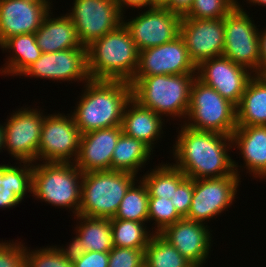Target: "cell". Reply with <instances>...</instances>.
I'll list each match as a JSON object with an SVG mask.
<instances>
[{
    "instance_id": "cell-1",
    "label": "cell",
    "mask_w": 266,
    "mask_h": 267,
    "mask_svg": "<svg viewBox=\"0 0 266 267\" xmlns=\"http://www.w3.org/2000/svg\"><path fill=\"white\" fill-rule=\"evenodd\" d=\"M181 125L172 147L173 165L187 177L197 180L238 175L239 165L228 154L233 147L231 136L199 131Z\"/></svg>"
},
{
    "instance_id": "cell-2",
    "label": "cell",
    "mask_w": 266,
    "mask_h": 267,
    "mask_svg": "<svg viewBox=\"0 0 266 267\" xmlns=\"http://www.w3.org/2000/svg\"><path fill=\"white\" fill-rule=\"evenodd\" d=\"M83 91L71 113L81 134L121 126L125 107L132 99L129 82L89 79Z\"/></svg>"
},
{
    "instance_id": "cell-3",
    "label": "cell",
    "mask_w": 266,
    "mask_h": 267,
    "mask_svg": "<svg viewBox=\"0 0 266 267\" xmlns=\"http://www.w3.org/2000/svg\"><path fill=\"white\" fill-rule=\"evenodd\" d=\"M139 51L122 23L87 46V70L93 80L130 82L138 67Z\"/></svg>"
},
{
    "instance_id": "cell-4",
    "label": "cell",
    "mask_w": 266,
    "mask_h": 267,
    "mask_svg": "<svg viewBox=\"0 0 266 267\" xmlns=\"http://www.w3.org/2000/svg\"><path fill=\"white\" fill-rule=\"evenodd\" d=\"M196 77V74L134 76L129 82L132 98L162 117H179L181 121L186 119Z\"/></svg>"
},
{
    "instance_id": "cell-5",
    "label": "cell",
    "mask_w": 266,
    "mask_h": 267,
    "mask_svg": "<svg viewBox=\"0 0 266 267\" xmlns=\"http://www.w3.org/2000/svg\"><path fill=\"white\" fill-rule=\"evenodd\" d=\"M42 163H33V197L56 207L69 208L73 216L78 215L83 172L74 163Z\"/></svg>"
},
{
    "instance_id": "cell-6",
    "label": "cell",
    "mask_w": 266,
    "mask_h": 267,
    "mask_svg": "<svg viewBox=\"0 0 266 267\" xmlns=\"http://www.w3.org/2000/svg\"><path fill=\"white\" fill-rule=\"evenodd\" d=\"M133 173L102 170L83 173L79 214L114 218L129 188L138 181Z\"/></svg>"
},
{
    "instance_id": "cell-7",
    "label": "cell",
    "mask_w": 266,
    "mask_h": 267,
    "mask_svg": "<svg viewBox=\"0 0 266 267\" xmlns=\"http://www.w3.org/2000/svg\"><path fill=\"white\" fill-rule=\"evenodd\" d=\"M186 120L183 124L191 129L231 136L237 127L236 106L196 77Z\"/></svg>"
},
{
    "instance_id": "cell-8",
    "label": "cell",
    "mask_w": 266,
    "mask_h": 267,
    "mask_svg": "<svg viewBox=\"0 0 266 267\" xmlns=\"http://www.w3.org/2000/svg\"><path fill=\"white\" fill-rule=\"evenodd\" d=\"M223 22L225 32L223 56L260 75V30L252 17L237 2V5L223 18Z\"/></svg>"
},
{
    "instance_id": "cell-9",
    "label": "cell",
    "mask_w": 266,
    "mask_h": 267,
    "mask_svg": "<svg viewBox=\"0 0 266 267\" xmlns=\"http://www.w3.org/2000/svg\"><path fill=\"white\" fill-rule=\"evenodd\" d=\"M81 132L72 114L44 116L37 161L74 163L79 153Z\"/></svg>"
},
{
    "instance_id": "cell-10",
    "label": "cell",
    "mask_w": 266,
    "mask_h": 267,
    "mask_svg": "<svg viewBox=\"0 0 266 267\" xmlns=\"http://www.w3.org/2000/svg\"><path fill=\"white\" fill-rule=\"evenodd\" d=\"M71 12L66 13L72 20L80 43L87 47L116 30L123 23V14L115 0H74Z\"/></svg>"
},
{
    "instance_id": "cell-11",
    "label": "cell",
    "mask_w": 266,
    "mask_h": 267,
    "mask_svg": "<svg viewBox=\"0 0 266 267\" xmlns=\"http://www.w3.org/2000/svg\"><path fill=\"white\" fill-rule=\"evenodd\" d=\"M240 177L241 174L194 180L191 206L185 218L207 224L205 222L210 221V218L213 219L230 208L236 199Z\"/></svg>"
},
{
    "instance_id": "cell-12",
    "label": "cell",
    "mask_w": 266,
    "mask_h": 267,
    "mask_svg": "<svg viewBox=\"0 0 266 267\" xmlns=\"http://www.w3.org/2000/svg\"><path fill=\"white\" fill-rule=\"evenodd\" d=\"M37 108H20L4 125V148L17 161L37 162L43 112Z\"/></svg>"
},
{
    "instance_id": "cell-13",
    "label": "cell",
    "mask_w": 266,
    "mask_h": 267,
    "mask_svg": "<svg viewBox=\"0 0 266 267\" xmlns=\"http://www.w3.org/2000/svg\"><path fill=\"white\" fill-rule=\"evenodd\" d=\"M147 9L130 21H125L123 17V24L129 30L138 51L171 42L180 35L181 15L167 8Z\"/></svg>"
},
{
    "instance_id": "cell-14",
    "label": "cell",
    "mask_w": 266,
    "mask_h": 267,
    "mask_svg": "<svg viewBox=\"0 0 266 267\" xmlns=\"http://www.w3.org/2000/svg\"><path fill=\"white\" fill-rule=\"evenodd\" d=\"M249 71L227 57L219 56L202 61L197 66L196 75L237 107L249 80L255 75Z\"/></svg>"
},
{
    "instance_id": "cell-15",
    "label": "cell",
    "mask_w": 266,
    "mask_h": 267,
    "mask_svg": "<svg viewBox=\"0 0 266 267\" xmlns=\"http://www.w3.org/2000/svg\"><path fill=\"white\" fill-rule=\"evenodd\" d=\"M177 74H197V66L180 35L171 42L139 51L134 76Z\"/></svg>"
},
{
    "instance_id": "cell-16",
    "label": "cell",
    "mask_w": 266,
    "mask_h": 267,
    "mask_svg": "<svg viewBox=\"0 0 266 267\" xmlns=\"http://www.w3.org/2000/svg\"><path fill=\"white\" fill-rule=\"evenodd\" d=\"M20 76L52 81H74L85 84L89 79L87 48H71L64 51L42 53Z\"/></svg>"
},
{
    "instance_id": "cell-17",
    "label": "cell",
    "mask_w": 266,
    "mask_h": 267,
    "mask_svg": "<svg viewBox=\"0 0 266 267\" xmlns=\"http://www.w3.org/2000/svg\"><path fill=\"white\" fill-rule=\"evenodd\" d=\"M180 36L184 39L189 56L196 66L204 60L223 56V18L181 19Z\"/></svg>"
},
{
    "instance_id": "cell-18",
    "label": "cell",
    "mask_w": 266,
    "mask_h": 267,
    "mask_svg": "<svg viewBox=\"0 0 266 267\" xmlns=\"http://www.w3.org/2000/svg\"><path fill=\"white\" fill-rule=\"evenodd\" d=\"M50 1L0 0V45L20 34H35L46 14Z\"/></svg>"
},
{
    "instance_id": "cell-19",
    "label": "cell",
    "mask_w": 266,
    "mask_h": 267,
    "mask_svg": "<svg viewBox=\"0 0 266 267\" xmlns=\"http://www.w3.org/2000/svg\"><path fill=\"white\" fill-rule=\"evenodd\" d=\"M208 225L182 218L159 233L194 267H204L211 249Z\"/></svg>"
},
{
    "instance_id": "cell-20",
    "label": "cell",
    "mask_w": 266,
    "mask_h": 267,
    "mask_svg": "<svg viewBox=\"0 0 266 267\" xmlns=\"http://www.w3.org/2000/svg\"><path fill=\"white\" fill-rule=\"evenodd\" d=\"M121 126L97 129L81 134L79 153L74 164L83 172L111 170Z\"/></svg>"
},
{
    "instance_id": "cell-21",
    "label": "cell",
    "mask_w": 266,
    "mask_h": 267,
    "mask_svg": "<svg viewBox=\"0 0 266 267\" xmlns=\"http://www.w3.org/2000/svg\"><path fill=\"white\" fill-rule=\"evenodd\" d=\"M231 138L233 147L237 146L241 153L247 173L266 179V126H237Z\"/></svg>"
},
{
    "instance_id": "cell-22",
    "label": "cell",
    "mask_w": 266,
    "mask_h": 267,
    "mask_svg": "<svg viewBox=\"0 0 266 267\" xmlns=\"http://www.w3.org/2000/svg\"><path fill=\"white\" fill-rule=\"evenodd\" d=\"M162 118V116L141 106L132 98L127 103L122 116V132L142 141L153 151L156 144L154 141L163 137L161 136L163 134L162 126H164Z\"/></svg>"
},
{
    "instance_id": "cell-23",
    "label": "cell",
    "mask_w": 266,
    "mask_h": 267,
    "mask_svg": "<svg viewBox=\"0 0 266 267\" xmlns=\"http://www.w3.org/2000/svg\"><path fill=\"white\" fill-rule=\"evenodd\" d=\"M52 15L50 10L35 33L36 43L42 53L87 48L80 43L76 28L67 14L56 18H52Z\"/></svg>"
},
{
    "instance_id": "cell-24",
    "label": "cell",
    "mask_w": 266,
    "mask_h": 267,
    "mask_svg": "<svg viewBox=\"0 0 266 267\" xmlns=\"http://www.w3.org/2000/svg\"><path fill=\"white\" fill-rule=\"evenodd\" d=\"M79 220L76 236L67 246L70 252H109L113 246L110 219L74 216Z\"/></svg>"
},
{
    "instance_id": "cell-25",
    "label": "cell",
    "mask_w": 266,
    "mask_h": 267,
    "mask_svg": "<svg viewBox=\"0 0 266 267\" xmlns=\"http://www.w3.org/2000/svg\"><path fill=\"white\" fill-rule=\"evenodd\" d=\"M19 163L20 167L0 165V209L15 207L22 202L25 194L32 193L33 163Z\"/></svg>"
},
{
    "instance_id": "cell-26",
    "label": "cell",
    "mask_w": 266,
    "mask_h": 267,
    "mask_svg": "<svg viewBox=\"0 0 266 267\" xmlns=\"http://www.w3.org/2000/svg\"><path fill=\"white\" fill-rule=\"evenodd\" d=\"M236 112L237 126H266V77L249 80Z\"/></svg>"
},
{
    "instance_id": "cell-27",
    "label": "cell",
    "mask_w": 266,
    "mask_h": 267,
    "mask_svg": "<svg viewBox=\"0 0 266 267\" xmlns=\"http://www.w3.org/2000/svg\"><path fill=\"white\" fill-rule=\"evenodd\" d=\"M0 48L10 52L5 66L0 68L1 75L20 76L42 55V51L36 43L35 34H20L10 37L0 45Z\"/></svg>"
},
{
    "instance_id": "cell-28",
    "label": "cell",
    "mask_w": 266,
    "mask_h": 267,
    "mask_svg": "<svg viewBox=\"0 0 266 267\" xmlns=\"http://www.w3.org/2000/svg\"><path fill=\"white\" fill-rule=\"evenodd\" d=\"M151 154L153 151L146 144L122 132L113 151L111 170L137 175Z\"/></svg>"
},
{
    "instance_id": "cell-29",
    "label": "cell",
    "mask_w": 266,
    "mask_h": 267,
    "mask_svg": "<svg viewBox=\"0 0 266 267\" xmlns=\"http://www.w3.org/2000/svg\"><path fill=\"white\" fill-rule=\"evenodd\" d=\"M139 178L146 185L149 197L171 199L178 185L187 177L173 164H159Z\"/></svg>"
},
{
    "instance_id": "cell-30",
    "label": "cell",
    "mask_w": 266,
    "mask_h": 267,
    "mask_svg": "<svg viewBox=\"0 0 266 267\" xmlns=\"http://www.w3.org/2000/svg\"><path fill=\"white\" fill-rule=\"evenodd\" d=\"M144 267H194L160 234L154 233L144 250Z\"/></svg>"
},
{
    "instance_id": "cell-31",
    "label": "cell",
    "mask_w": 266,
    "mask_h": 267,
    "mask_svg": "<svg viewBox=\"0 0 266 267\" xmlns=\"http://www.w3.org/2000/svg\"><path fill=\"white\" fill-rule=\"evenodd\" d=\"M113 246L145 250L154 234L143 222L110 219Z\"/></svg>"
},
{
    "instance_id": "cell-32",
    "label": "cell",
    "mask_w": 266,
    "mask_h": 267,
    "mask_svg": "<svg viewBox=\"0 0 266 267\" xmlns=\"http://www.w3.org/2000/svg\"><path fill=\"white\" fill-rule=\"evenodd\" d=\"M138 181H136L124 195L112 219L148 223L149 194L143 181L141 179H138ZM137 182L139 185H137Z\"/></svg>"
},
{
    "instance_id": "cell-33",
    "label": "cell",
    "mask_w": 266,
    "mask_h": 267,
    "mask_svg": "<svg viewBox=\"0 0 266 267\" xmlns=\"http://www.w3.org/2000/svg\"><path fill=\"white\" fill-rule=\"evenodd\" d=\"M27 248L25 246L26 267H74L68 246H47L39 250Z\"/></svg>"
},
{
    "instance_id": "cell-34",
    "label": "cell",
    "mask_w": 266,
    "mask_h": 267,
    "mask_svg": "<svg viewBox=\"0 0 266 267\" xmlns=\"http://www.w3.org/2000/svg\"><path fill=\"white\" fill-rule=\"evenodd\" d=\"M181 219L182 217L177 213L171 199L167 197H149L148 221H155L156 228L154 233H161L167 226Z\"/></svg>"
},
{
    "instance_id": "cell-35",
    "label": "cell",
    "mask_w": 266,
    "mask_h": 267,
    "mask_svg": "<svg viewBox=\"0 0 266 267\" xmlns=\"http://www.w3.org/2000/svg\"><path fill=\"white\" fill-rule=\"evenodd\" d=\"M238 0H194L190 10L182 19H218L224 18Z\"/></svg>"
},
{
    "instance_id": "cell-36",
    "label": "cell",
    "mask_w": 266,
    "mask_h": 267,
    "mask_svg": "<svg viewBox=\"0 0 266 267\" xmlns=\"http://www.w3.org/2000/svg\"><path fill=\"white\" fill-rule=\"evenodd\" d=\"M108 267H144V250L114 246L109 251Z\"/></svg>"
},
{
    "instance_id": "cell-37",
    "label": "cell",
    "mask_w": 266,
    "mask_h": 267,
    "mask_svg": "<svg viewBox=\"0 0 266 267\" xmlns=\"http://www.w3.org/2000/svg\"><path fill=\"white\" fill-rule=\"evenodd\" d=\"M0 241V267H26L25 243Z\"/></svg>"
},
{
    "instance_id": "cell-38",
    "label": "cell",
    "mask_w": 266,
    "mask_h": 267,
    "mask_svg": "<svg viewBox=\"0 0 266 267\" xmlns=\"http://www.w3.org/2000/svg\"><path fill=\"white\" fill-rule=\"evenodd\" d=\"M194 192V179L186 177L177 187L171 197L177 213L185 218L189 212Z\"/></svg>"
},
{
    "instance_id": "cell-39",
    "label": "cell",
    "mask_w": 266,
    "mask_h": 267,
    "mask_svg": "<svg viewBox=\"0 0 266 267\" xmlns=\"http://www.w3.org/2000/svg\"><path fill=\"white\" fill-rule=\"evenodd\" d=\"M74 267H108L109 252H70Z\"/></svg>"
},
{
    "instance_id": "cell-40",
    "label": "cell",
    "mask_w": 266,
    "mask_h": 267,
    "mask_svg": "<svg viewBox=\"0 0 266 267\" xmlns=\"http://www.w3.org/2000/svg\"><path fill=\"white\" fill-rule=\"evenodd\" d=\"M193 2L194 0H170L164 8L184 16L192 7Z\"/></svg>"
},
{
    "instance_id": "cell-41",
    "label": "cell",
    "mask_w": 266,
    "mask_h": 267,
    "mask_svg": "<svg viewBox=\"0 0 266 267\" xmlns=\"http://www.w3.org/2000/svg\"><path fill=\"white\" fill-rule=\"evenodd\" d=\"M118 5V8L122 14H125V8L132 7L134 9H143V7L152 8V0H115ZM129 6V7H128ZM124 8V10H123Z\"/></svg>"
},
{
    "instance_id": "cell-42",
    "label": "cell",
    "mask_w": 266,
    "mask_h": 267,
    "mask_svg": "<svg viewBox=\"0 0 266 267\" xmlns=\"http://www.w3.org/2000/svg\"><path fill=\"white\" fill-rule=\"evenodd\" d=\"M260 39V76L266 77V29L259 31Z\"/></svg>"
},
{
    "instance_id": "cell-43",
    "label": "cell",
    "mask_w": 266,
    "mask_h": 267,
    "mask_svg": "<svg viewBox=\"0 0 266 267\" xmlns=\"http://www.w3.org/2000/svg\"><path fill=\"white\" fill-rule=\"evenodd\" d=\"M170 0H152V8L153 7H161L164 8Z\"/></svg>"
},
{
    "instance_id": "cell-44",
    "label": "cell",
    "mask_w": 266,
    "mask_h": 267,
    "mask_svg": "<svg viewBox=\"0 0 266 267\" xmlns=\"http://www.w3.org/2000/svg\"><path fill=\"white\" fill-rule=\"evenodd\" d=\"M3 148V149H2ZM4 150V125L0 124V152Z\"/></svg>"
},
{
    "instance_id": "cell-45",
    "label": "cell",
    "mask_w": 266,
    "mask_h": 267,
    "mask_svg": "<svg viewBox=\"0 0 266 267\" xmlns=\"http://www.w3.org/2000/svg\"><path fill=\"white\" fill-rule=\"evenodd\" d=\"M247 1H248L247 3L255 5V6H256V4L258 6H260V5L266 6V0H247Z\"/></svg>"
}]
</instances>
